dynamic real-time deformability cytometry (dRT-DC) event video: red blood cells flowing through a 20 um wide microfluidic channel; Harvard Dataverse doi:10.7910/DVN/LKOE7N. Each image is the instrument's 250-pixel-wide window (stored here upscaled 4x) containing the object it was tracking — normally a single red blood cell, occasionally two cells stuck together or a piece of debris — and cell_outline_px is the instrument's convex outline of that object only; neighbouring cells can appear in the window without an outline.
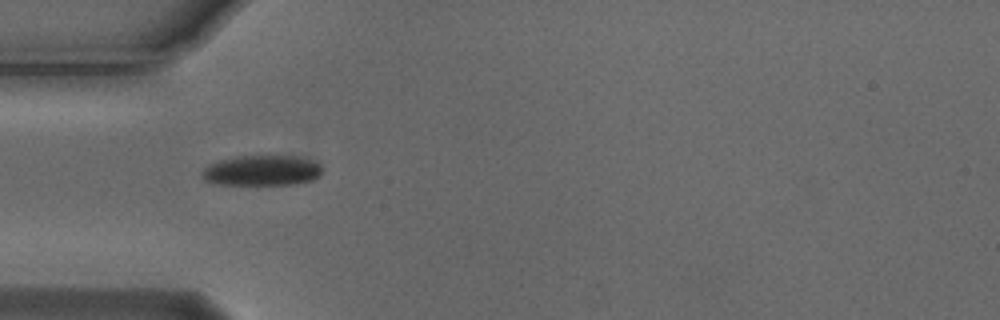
{"species": "Egyptian fruit bat (a non-hibernating species)", "species_latin": "Rousettus aegyptiacus", "temperature_condition": "cold", "stored_images_in_passage": 2, "camera_frame_rate_fps": 3000, "um_per_image_px": 0.085, "animal": {"sex": "male"}, "frame": {"image": 1, "passage_image": 1, "time_ms": 0.0, "image_size_px": [1000, 320], "cell_outline_px": [[320, 176], [312, 180], [296, 184], [212, 184], [204, 180], [200, 176], [200, 172], [208, 164], [216, 160], [236, 156], [300, 156], [312, 160], [320, 164]], "centroid_in_image_um": [22.2, 14.48], "position_along_channel_um": 62.8, "area_um2": 21.56}}
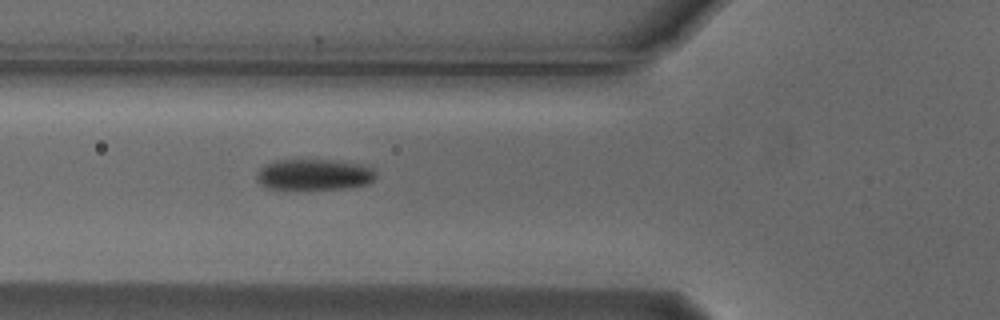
{"frame": {"image": 2, "passage_image": 2, "time_ms": 0.333, "image_size_px": [1000, 320], "cell_outline_px": [[376, 176], [368, 184], [348, 188], [268, 188], [260, 184], [256, 180], [256, 172], [264, 164], [276, 160], [328, 160], [360, 164], [372, 168], [376, 172]], "centroid_in_image_um": [26.67, 14.83], "position_along_channel_um": 99.1, "area_um2": 21.33}}